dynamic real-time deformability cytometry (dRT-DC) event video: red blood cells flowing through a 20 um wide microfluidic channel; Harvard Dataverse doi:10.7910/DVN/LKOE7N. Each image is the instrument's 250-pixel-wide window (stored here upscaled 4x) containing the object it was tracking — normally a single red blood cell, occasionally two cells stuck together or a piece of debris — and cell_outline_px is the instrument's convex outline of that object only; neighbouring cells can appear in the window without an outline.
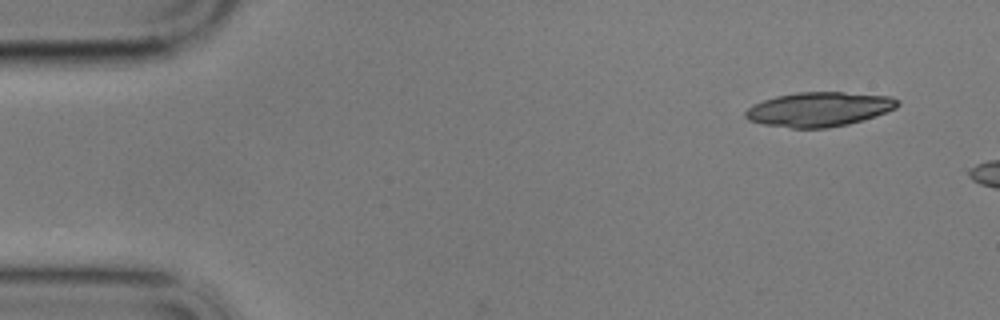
{"species": "common noctule bat (a hibernating species)", "species_latin": "Nyctalus noctula", "temperature_condition": "cold", "stored_images_in_passage": 4, "camera_frame_rate_fps": 3000, "um_per_image_px": 0.085, "animal": {"sex": "male", "body_mass_g": 17.9}, "frame": {"image": 1, "passage_image": 1, "time_ms": 0.0, "image_size_px": [1000, 320], "cell_outline_px": [[900, 104], [896, 108], [876, 116], [848, 124], [828, 128], [792, 128], [764, 124], [748, 120], [744, 116], [744, 112], [752, 104], [776, 96], [796, 92], [844, 92], [892, 96], [900, 100]], "centroid_in_image_um": [69.64, 9.28], "position_along_channel_um": 15.4, "area_um2": 30.69}}